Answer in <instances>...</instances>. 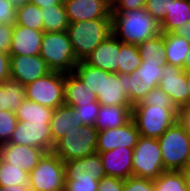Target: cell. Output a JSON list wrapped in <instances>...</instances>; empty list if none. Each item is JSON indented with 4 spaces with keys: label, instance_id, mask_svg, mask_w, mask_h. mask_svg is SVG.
I'll use <instances>...</instances> for the list:
<instances>
[{
    "label": "cell",
    "instance_id": "cell-15",
    "mask_svg": "<svg viewBox=\"0 0 190 191\" xmlns=\"http://www.w3.org/2000/svg\"><path fill=\"white\" fill-rule=\"evenodd\" d=\"M162 77L158 87L172 100L177 108L187 103V81L185 71L179 66L165 64L161 71Z\"/></svg>",
    "mask_w": 190,
    "mask_h": 191
},
{
    "label": "cell",
    "instance_id": "cell-50",
    "mask_svg": "<svg viewBox=\"0 0 190 191\" xmlns=\"http://www.w3.org/2000/svg\"><path fill=\"white\" fill-rule=\"evenodd\" d=\"M175 33L184 37L188 42H190V22H186L179 26Z\"/></svg>",
    "mask_w": 190,
    "mask_h": 191
},
{
    "label": "cell",
    "instance_id": "cell-45",
    "mask_svg": "<svg viewBox=\"0 0 190 191\" xmlns=\"http://www.w3.org/2000/svg\"><path fill=\"white\" fill-rule=\"evenodd\" d=\"M124 179L117 177L104 176L98 185L97 191H122Z\"/></svg>",
    "mask_w": 190,
    "mask_h": 191
},
{
    "label": "cell",
    "instance_id": "cell-3",
    "mask_svg": "<svg viewBox=\"0 0 190 191\" xmlns=\"http://www.w3.org/2000/svg\"><path fill=\"white\" fill-rule=\"evenodd\" d=\"M39 56L51 71L73 72L79 62L66 31L44 32Z\"/></svg>",
    "mask_w": 190,
    "mask_h": 191
},
{
    "label": "cell",
    "instance_id": "cell-44",
    "mask_svg": "<svg viewBox=\"0 0 190 191\" xmlns=\"http://www.w3.org/2000/svg\"><path fill=\"white\" fill-rule=\"evenodd\" d=\"M99 181L65 180L64 191H97Z\"/></svg>",
    "mask_w": 190,
    "mask_h": 191
},
{
    "label": "cell",
    "instance_id": "cell-38",
    "mask_svg": "<svg viewBox=\"0 0 190 191\" xmlns=\"http://www.w3.org/2000/svg\"><path fill=\"white\" fill-rule=\"evenodd\" d=\"M136 105H158L163 108H177L171 98L158 86L151 90L141 103Z\"/></svg>",
    "mask_w": 190,
    "mask_h": 191
},
{
    "label": "cell",
    "instance_id": "cell-4",
    "mask_svg": "<svg viewBox=\"0 0 190 191\" xmlns=\"http://www.w3.org/2000/svg\"><path fill=\"white\" fill-rule=\"evenodd\" d=\"M158 141L165 171H185L190 158V134L176 122Z\"/></svg>",
    "mask_w": 190,
    "mask_h": 191
},
{
    "label": "cell",
    "instance_id": "cell-47",
    "mask_svg": "<svg viewBox=\"0 0 190 191\" xmlns=\"http://www.w3.org/2000/svg\"><path fill=\"white\" fill-rule=\"evenodd\" d=\"M10 79V55L0 51V83Z\"/></svg>",
    "mask_w": 190,
    "mask_h": 191
},
{
    "label": "cell",
    "instance_id": "cell-29",
    "mask_svg": "<svg viewBox=\"0 0 190 191\" xmlns=\"http://www.w3.org/2000/svg\"><path fill=\"white\" fill-rule=\"evenodd\" d=\"M153 184L155 191H189V176L185 171L166 170Z\"/></svg>",
    "mask_w": 190,
    "mask_h": 191
},
{
    "label": "cell",
    "instance_id": "cell-34",
    "mask_svg": "<svg viewBox=\"0 0 190 191\" xmlns=\"http://www.w3.org/2000/svg\"><path fill=\"white\" fill-rule=\"evenodd\" d=\"M73 72L85 83L97 96L101 93L102 69L88 65L84 60L79 61Z\"/></svg>",
    "mask_w": 190,
    "mask_h": 191
},
{
    "label": "cell",
    "instance_id": "cell-30",
    "mask_svg": "<svg viewBox=\"0 0 190 191\" xmlns=\"http://www.w3.org/2000/svg\"><path fill=\"white\" fill-rule=\"evenodd\" d=\"M44 32H63L69 26V20L64 5L41 8Z\"/></svg>",
    "mask_w": 190,
    "mask_h": 191
},
{
    "label": "cell",
    "instance_id": "cell-31",
    "mask_svg": "<svg viewBox=\"0 0 190 191\" xmlns=\"http://www.w3.org/2000/svg\"><path fill=\"white\" fill-rule=\"evenodd\" d=\"M141 61L148 63H158L165 61V40L164 33L146 39L137 45Z\"/></svg>",
    "mask_w": 190,
    "mask_h": 191
},
{
    "label": "cell",
    "instance_id": "cell-39",
    "mask_svg": "<svg viewBox=\"0 0 190 191\" xmlns=\"http://www.w3.org/2000/svg\"><path fill=\"white\" fill-rule=\"evenodd\" d=\"M171 7V0H147L145 10L161 24Z\"/></svg>",
    "mask_w": 190,
    "mask_h": 191
},
{
    "label": "cell",
    "instance_id": "cell-13",
    "mask_svg": "<svg viewBox=\"0 0 190 191\" xmlns=\"http://www.w3.org/2000/svg\"><path fill=\"white\" fill-rule=\"evenodd\" d=\"M140 133L133 119L121 127L98 131L96 152L111 151L118 147L135 148Z\"/></svg>",
    "mask_w": 190,
    "mask_h": 191
},
{
    "label": "cell",
    "instance_id": "cell-12",
    "mask_svg": "<svg viewBox=\"0 0 190 191\" xmlns=\"http://www.w3.org/2000/svg\"><path fill=\"white\" fill-rule=\"evenodd\" d=\"M51 70L39 55H10V79L26 86Z\"/></svg>",
    "mask_w": 190,
    "mask_h": 191
},
{
    "label": "cell",
    "instance_id": "cell-5",
    "mask_svg": "<svg viewBox=\"0 0 190 191\" xmlns=\"http://www.w3.org/2000/svg\"><path fill=\"white\" fill-rule=\"evenodd\" d=\"M178 108H163L158 105H135L132 119L141 136L158 139L177 122Z\"/></svg>",
    "mask_w": 190,
    "mask_h": 191
},
{
    "label": "cell",
    "instance_id": "cell-28",
    "mask_svg": "<svg viewBox=\"0 0 190 191\" xmlns=\"http://www.w3.org/2000/svg\"><path fill=\"white\" fill-rule=\"evenodd\" d=\"M1 85V107L0 110L15 112L26 99L25 86L12 79L6 80Z\"/></svg>",
    "mask_w": 190,
    "mask_h": 191
},
{
    "label": "cell",
    "instance_id": "cell-22",
    "mask_svg": "<svg viewBox=\"0 0 190 191\" xmlns=\"http://www.w3.org/2000/svg\"><path fill=\"white\" fill-rule=\"evenodd\" d=\"M92 102H97L94 91H91L74 72L65 73L64 104L73 108Z\"/></svg>",
    "mask_w": 190,
    "mask_h": 191
},
{
    "label": "cell",
    "instance_id": "cell-19",
    "mask_svg": "<svg viewBox=\"0 0 190 191\" xmlns=\"http://www.w3.org/2000/svg\"><path fill=\"white\" fill-rule=\"evenodd\" d=\"M126 74L110 73L102 70L101 93L97 101L104 106L131 105L125 94Z\"/></svg>",
    "mask_w": 190,
    "mask_h": 191
},
{
    "label": "cell",
    "instance_id": "cell-43",
    "mask_svg": "<svg viewBox=\"0 0 190 191\" xmlns=\"http://www.w3.org/2000/svg\"><path fill=\"white\" fill-rule=\"evenodd\" d=\"M17 8L9 0H0V24L16 25Z\"/></svg>",
    "mask_w": 190,
    "mask_h": 191
},
{
    "label": "cell",
    "instance_id": "cell-41",
    "mask_svg": "<svg viewBox=\"0 0 190 191\" xmlns=\"http://www.w3.org/2000/svg\"><path fill=\"white\" fill-rule=\"evenodd\" d=\"M165 64L166 61H159L158 63L141 61L139 68L135 70L136 76L145 78H161V71Z\"/></svg>",
    "mask_w": 190,
    "mask_h": 191
},
{
    "label": "cell",
    "instance_id": "cell-17",
    "mask_svg": "<svg viewBox=\"0 0 190 191\" xmlns=\"http://www.w3.org/2000/svg\"><path fill=\"white\" fill-rule=\"evenodd\" d=\"M133 150L134 148L118 147L111 151L97 152L100 154L106 176L124 180L133 176Z\"/></svg>",
    "mask_w": 190,
    "mask_h": 191
},
{
    "label": "cell",
    "instance_id": "cell-9",
    "mask_svg": "<svg viewBox=\"0 0 190 191\" xmlns=\"http://www.w3.org/2000/svg\"><path fill=\"white\" fill-rule=\"evenodd\" d=\"M64 85L65 73L50 71L25 86L26 99L56 109L64 104Z\"/></svg>",
    "mask_w": 190,
    "mask_h": 191
},
{
    "label": "cell",
    "instance_id": "cell-16",
    "mask_svg": "<svg viewBox=\"0 0 190 191\" xmlns=\"http://www.w3.org/2000/svg\"><path fill=\"white\" fill-rule=\"evenodd\" d=\"M120 40L113 34L101 42L84 61L93 67L110 73H118Z\"/></svg>",
    "mask_w": 190,
    "mask_h": 191
},
{
    "label": "cell",
    "instance_id": "cell-32",
    "mask_svg": "<svg viewBox=\"0 0 190 191\" xmlns=\"http://www.w3.org/2000/svg\"><path fill=\"white\" fill-rule=\"evenodd\" d=\"M41 8L37 5L27 2L17 7L16 25L24 26L34 30H43V19Z\"/></svg>",
    "mask_w": 190,
    "mask_h": 191
},
{
    "label": "cell",
    "instance_id": "cell-6",
    "mask_svg": "<svg viewBox=\"0 0 190 191\" xmlns=\"http://www.w3.org/2000/svg\"><path fill=\"white\" fill-rule=\"evenodd\" d=\"M98 130L91 125L77 127L76 132L67 133L54 145L53 152L63 161L93 155L96 152Z\"/></svg>",
    "mask_w": 190,
    "mask_h": 191
},
{
    "label": "cell",
    "instance_id": "cell-42",
    "mask_svg": "<svg viewBox=\"0 0 190 191\" xmlns=\"http://www.w3.org/2000/svg\"><path fill=\"white\" fill-rule=\"evenodd\" d=\"M147 0H111V13H122L128 10L144 9Z\"/></svg>",
    "mask_w": 190,
    "mask_h": 191
},
{
    "label": "cell",
    "instance_id": "cell-7",
    "mask_svg": "<svg viewBox=\"0 0 190 191\" xmlns=\"http://www.w3.org/2000/svg\"><path fill=\"white\" fill-rule=\"evenodd\" d=\"M28 180L31 191H64V162L53 151L44 153Z\"/></svg>",
    "mask_w": 190,
    "mask_h": 191
},
{
    "label": "cell",
    "instance_id": "cell-8",
    "mask_svg": "<svg viewBox=\"0 0 190 191\" xmlns=\"http://www.w3.org/2000/svg\"><path fill=\"white\" fill-rule=\"evenodd\" d=\"M133 176L155 180L164 171L158 139L139 137L133 150Z\"/></svg>",
    "mask_w": 190,
    "mask_h": 191
},
{
    "label": "cell",
    "instance_id": "cell-55",
    "mask_svg": "<svg viewBox=\"0 0 190 191\" xmlns=\"http://www.w3.org/2000/svg\"><path fill=\"white\" fill-rule=\"evenodd\" d=\"M185 172H186V174H187L188 176H190V158H189V162H188V164H187V167H186V169H185Z\"/></svg>",
    "mask_w": 190,
    "mask_h": 191
},
{
    "label": "cell",
    "instance_id": "cell-25",
    "mask_svg": "<svg viewBox=\"0 0 190 191\" xmlns=\"http://www.w3.org/2000/svg\"><path fill=\"white\" fill-rule=\"evenodd\" d=\"M164 40L166 63L183 68L190 42L175 32L164 33Z\"/></svg>",
    "mask_w": 190,
    "mask_h": 191
},
{
    "label": "cell",
    "instance_id": "cell-51",
    "mask_svg": "<svg viewBox=\"0 0 190 191\" xmlns=\"http://www.w3.org/2000/svg\"><path fill=\"white\" fill-rule=\"evenodd\" d=\"M29 185H10L7 187L0 186V191H29Z\"/></svg>",
    "mask_w": 190,
    "mask_h": 191
},
{
    "label": "cell",
    "instance_id": "cell-36",
    "mask_svg": "<svg viewBox=\"0 0 190 191\" xmlns=\"http://www.w3.org/2000/svg\"><path fill=\"white\" fill-rule=\"evenodd\" d=\"M17 123L18 119L15 112L10 110H0V145L9 142Z\"/></svg>",
    "mask_w": 190,
    "mask_h": 191
},
{
    "label": "cell",
    "instance_id": "cell-53",
    "mask_svg": "<svg viewBox=\"0 0 190 191\" xmlns=\"http://www.w3.org/2000/svg\"><path fill=\"white\" fill-rule=\"evenodd\" d=\"M183 71H190V49L188 53L186 54V58L183 65Z\"/></svg>",
    "mask_w": 190,
    "mask_h": 191
},
{
    "label": "cell",
    "instance_id": "cell-49",
    "mask_svg": "<svg viewBox=\"0 0 190 191\" xmlns=\"http://www.w3.org/2000/svg\"><path fill=\"white\" fill-rule=\"evenodd\" d=\"M30 3L37 5L40 8H48V6L64 5L63 0H29Z\"/></svg>",
    "mask_w": 190,
    "mask_h": 191
},
{
    "label": "cell",
    "instance_id": "cell-37",
    "mask_svg": "<svg viewBox=\"0 0 190 191\" xmlns=\"http://www.w3.org/2000/svg\"><path fill=\"white\" fill-rule=\"evenodd\" d=\"M100 103L92 102L85 105L74 106L76 109V116L81 125H91L94 126L96 118L98 117Z\"/></svg>",
    "mask_w": 190,
    "mask_h": 191
},
{
    "label": "cell",
    "instance_id": "cell-10",
    "mask_svg": "<svg viewBox=\"0 0 190 191\" xmlns=\"http://www.w3.org/2000/svg\"><path fill=\"white\" fill-rule=\"evenodd\" d=\"M8 143L36 147L45 153L52 152L50 124H32L28 121H18Z\"/></svg>",
    "mask_w": 190,
    "mask_h": 191
},
{
    "label": "cell",
    "instance_id": "cell-1",
    "mask_svg": "<svg viewBox=\"0 0 190 191\" xmlns=\"http://www.w3.org/2000/svg\"><path fill=\"white\" fill-rule=\"evenodd\" d=\"M112 34L122 43L138 45L161 33L160 24L145 10L111 13Z\"/></svg>",
    "mask_w": 190,
    "mask_h": 191
},
{
    "label": "cell",
    "instance_id": "cell-2",
    "mask_svg": "<svg viewBox=\"0 0 190 191\" xmlns=\"http://www.w3.org/2000/svg\"><path fill=\"white\" fill-rule=\"evenodd\" d=\"M78 61H83L112 34V19H95L69 23L66 30Z\"/></svg>",
    "mask_w": 190,
    "mask_h": 191
},
{
    "label": "cell",
    "instance_id": "cell-20",
    "mask_svg": "<svg viewBox=\"0 0 190 191\" xmlns=\"http://www.w3.org/2000/svg\"><path fill=\"white\" fill-rule=\"evenodd\" d=\"M43 34V30H34L24 26L14 25L9 55H39Z\"/></svg>",
    "mask_w": 190,
    "mask_h": 191
},
{
    "label": "cell",
    "instance_id": "cell-48",
    "mask_svg": "<svg viewBox=\"0 0 190 191\" xmlns=\"http://www.w3.org/2000/svg\"><path fill=\"white\" fill-rule=\"evenodd\" d=\"M177 122L190 134V106L178 108Z\"/></svg>",
    "mask_w": 190,
    "mask_h": 191
},
{
    "label": "cell",
    "instance_id": "cell-35",
    "mask_svg": "<svg viewBox=\"0 0 190 191\" xmlns=\"http://www.w3.org/2000/svg\"><path fill=\"white\" fill-rule=\"evenodd\" d=\"M29 173L12 163H6L0 156V186L29 185Z\"/></svg>",
    "mask_w": 190,
    "mask_h": 191
},
{
    "label": "cell",
    "instance_id": "cell-27",
    "mask_svg": "<svg viewBox=\"0 0 190 191\" xmlns=\"http://www.w3.org/2000/svg\"><path fill=\"white\" fill-rule=\"evenodd\" d=\"M54 109L25 99L15 111L18 121L32 124H50Z\"/></svg>",
    "mask_w": 190,
    "mask_h": 191
},
{
    "label": "cell",
    "instance_id": "cell-46",
    "mask_svg": "<svg viewBox=\"0 0 190 191\" xmlns=\"http://www.w3.org/2000/svg\"><path fill=\"white\" fill-rule=\"evenodd\" d=\"M13 38V26L0 24V51L4 53L10 52Z\"/></svg>",
    "mask_w": 190,
    "mask_h": 191
},
{
    "label": "cell",
    "instance_id": "cell-21",
    "mask_svg": "<svg viewBox=\"0 0 190 191\" xmlns=\"http://www.w3.org/2000/svg\"><path fill=\"white\" fill-rule=\"evenodd\" d=\"M82 126L76 116V109L66 104L54 109L50 121L52 134V151L55 143L67 133L76 132L77 127Z\"/></svg>",
    "mask_w": 190,
    "mask_h": 191
},
{
    "label": "cell",
    "instance_id": "cell-52",
    "mask_svg": "<svg viewBox=\"0 0 190 191\" xmlns=\"http://www.w3.org/2000/svg\"><path fill=\"white\" fill-rule=\"evenodd\" d=\"M185 77L187 81V103L184 106H190V71H185Z\"/></svg>",
    "mask_w": 190,
    "mask_h": 191
},
{
    "label": "cell",
    "instance_id": "cell-56",
    "mask_svg": "<svg viewBox=\"0 0 190 191\" xmlns=\"http://www.w3.org/2000/svg\"><path fill=\"white\" fill-rule=\"evenodd\" d=\"M0 107H1V85H0Z\"/></svg>",
    "mask_w": 190,
    "mask_h": 191
},
{
    "label": "cell",
    "instance_id": "cell-11",
    "mask_svg": "<svg viewBox=\"0 0 190 191\" xmlns=\"http://www.w3.org/2000/svg\"><path fill=\"white\" fill-rule=\"evenodd\" d=\"M69 23L111 19V0H64Z\"/></svg>",
    "mask_w": 190,
    "mask_h": 191
},
{
    "label": "cell",
    "instance_id": "cell-33",
    "mask_svg": "<svg viewBox=\"0 0 190 191\" xmlns=\"http://www.w3.org/2000/svg\"><path fill=\"white\" fill-rule=\"evenodd\" d=\"M141 64V57L137 45L122 43L120 41V54L118 74H131Z\"/></svg>",
    "mask_w": 190,
    "mask_h": 191
},
{
    "label": "cell",
    "instance_id": "cell-26",
    "mask_svg": "<svg viewBox=\"0 0 190 191\" xmlns=\"http://www.w3.org/2000/svg\"><path fill=\"white\" fill-rule=\"evenodd\" d=\"M186 22H190V0H171V7L160 24V31L161 33L175 32Z\"/></svg>",
    "mask_w": 190,
    "mask_h": 191
},
{
    "label": "cell",
    "instance_id": "cell-24",
    "mask_svg": "<svg viewBox=\"0 0 190 191\" xmlns=\"http://www.w3.org/2000/svg\"><path fill=\"white\" fill-rule=\"evenodd\" d=\"M161 78H145L137 77L135 71L131 74H126L125 94L131 106L141 103L146 95L156 88Z\"/></svg>",
    "mask_w": 190,
    "mask_h": 191
},
{
    "label": "cell",
    "instance_id": "cell-54",
    "mask_svg": "<svg viewBox=\"0 0 190 191\" xmlns=\"http://www.w3.org/2000/svg\"><path fill=\"white\" fill-rule=\"evenodd\" d=\"M16 8L29 2V0H9Z\"/></svg>",
    "mask_w": 190,
    "mask_h": 191
},
{
    "label": "cell",
    "instance_id": "cell-18",
    "mask_svg": "<svg viewBox=\"0 0 190 191\" xmlns=\"http://www.w3.org/2000/svg\"><path fill=\"white\" fill-rule=\"evenodd\" d=\"M42 149L28 146L5 143L0 145L1 159L6 163H12L16 167L24 169L30 173L44 155Z\"/></svg>",
    "mask_w": 190,
    "mask_h": 191
},
{
    "label": "cell",
    "instance_id": "cell-14",
    "mask_svg": "<svg viewBox=\"0 0 190 191\" xmlns=\"http://www.w3.org/2000/svg\"><path fill=\"white\" fill-rule=\"evenodd\" d=\"M65 180L100 181L106 176L100 154L64 162Z\"/></svg>",
    "mask_w": 190,
    "mask_h": 191
},
{
    "label": "cell",
    "instance_id": "cell-40",
    "mask_svg": "<svg viewBox=\"0 0 190 191\" xmlns=\"http://www.w3.org/2000/svg\"><path fill=\"white\" fill-rule=\"evenodd\" d=\"M122 191H155L153 180L131 176L124 181Z\"/></svg>",
    "mask_w": 190,
    "mask_h": 191
},
{
    "label": "cell",
    "instance_id": "cell-23",
    "mask_svg": "<svg viewBox=\"0 0 190 191\" xmlns=\"http://www.w3.org/2000/svg\"><path fill=\"white\" fill-rule=\"evenodd\" d=\"M132 119L131 105H100L98 117L94 127L100 130L117 128L125 125Z\"/></svg>",
    "mask_w": 190,
    "mask_h": 191
}]
</instances>
